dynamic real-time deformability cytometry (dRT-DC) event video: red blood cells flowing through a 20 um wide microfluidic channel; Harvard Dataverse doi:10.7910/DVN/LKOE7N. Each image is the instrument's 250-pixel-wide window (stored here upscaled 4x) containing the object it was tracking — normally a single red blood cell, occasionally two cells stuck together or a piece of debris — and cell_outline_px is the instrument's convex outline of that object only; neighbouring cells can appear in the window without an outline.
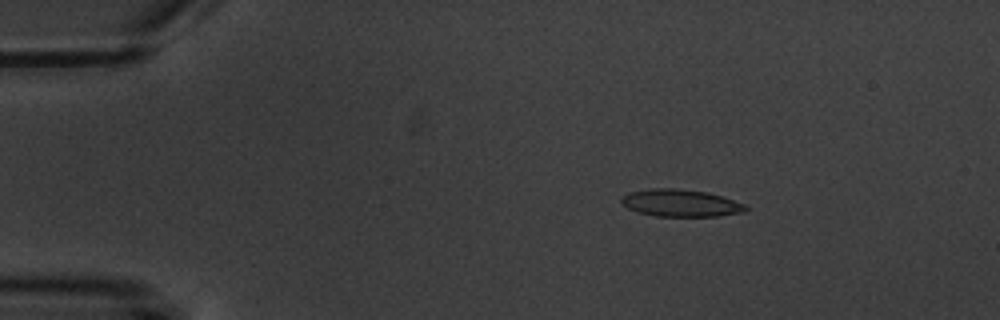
{"species": "common noctule bat (a hibernating species)", "species_latin": "Nyctalus noctula", "temperature_condition": "warm", "stored_images_in_passage": 6, "camera_frame_rate_fps": 3000, "um_per_image_px": 0.085, "animal": {"sex": "male", "body_mass_g": 20.1, "forearm_length_mm": 53.5}, "frame": {"image": 1, "passage_image": 3, "time_ms": 2.333, "image_size_px": [1000, 320], "cell_outline_px": [[748, 208], [744, 212], [716, 216], [656, 216], [640, 212], [628, 208], [620, 200], [628, 192], [648, 188], [672, 188], [708, 192], [744, 204]], "centroid_in_image_um": [57.84, 17.25], "position_along_channel_um": 27.2, "area_um2": 19.48}}
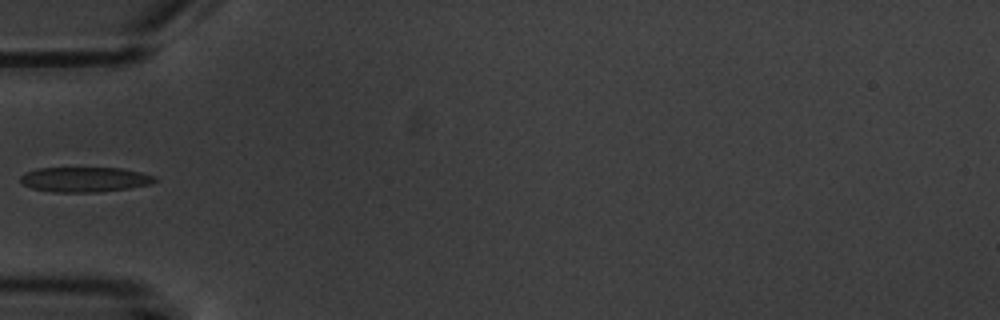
{"frame": {"image": 2, "passage_image": 6, "time_ms": 5.667, "image_size_px": [1000, 320], "cell_outline_px": [[156, 180], [152, 184], [128, 188], [100, 192], [52, 192], [32, 188], [24, 184], [20, 180], [20, 176], [36, 168], [120, 168], [140, 172], [156, 176]], "centroid_in_image_um": [7.22, 15.26], "position_along_channel_um": 77.8, "area_um2": 19.48}}